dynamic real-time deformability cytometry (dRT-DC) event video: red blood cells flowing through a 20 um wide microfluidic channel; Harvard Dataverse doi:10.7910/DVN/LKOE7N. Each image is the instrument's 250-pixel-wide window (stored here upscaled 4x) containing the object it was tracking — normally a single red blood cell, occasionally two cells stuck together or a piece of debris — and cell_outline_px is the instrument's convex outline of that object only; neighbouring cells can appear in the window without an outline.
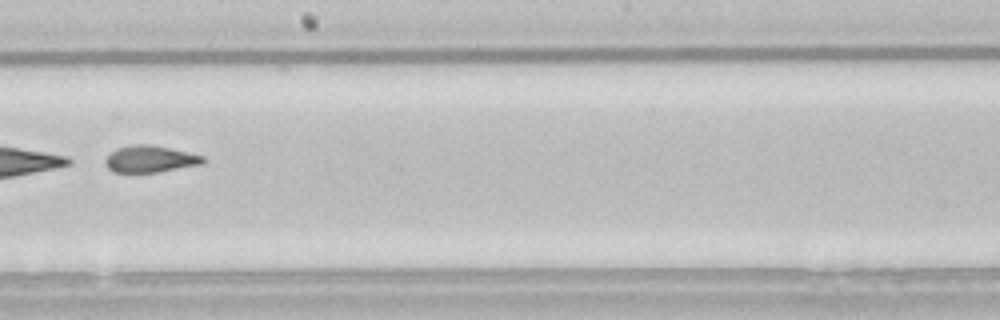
{"species": "common noctule bat (a hibernating species)", "species_latin": "Nyctalus noctula", "temperature_condition": "room temperature", "stored_images_in_passage": 52, "segment_of_instrument_passage": [2, 2], "camera_frame_rate_fps": 3000, "um_per_image_px": 0.085, "animal": {"sex": "male", "body_mass_g": 21.5, "forearm_length_mm": 52.0}, "frame": {"image": 1, "passage_image": 30, "time_ms": 9.667, "image_size_px": [1000, 320], "cell_outline_px": [[208, 160], [204, 164], [156, 172], [116, 172], [108, 168], [104, 164], [104, 160], [116, 148], [136, 144], [148, 144], [188, 152], [204, 156]], "centroid_in_image_um": [12.8, 13.52], "position_along_channel_um": 235.4, "area_um2": 15.2}}